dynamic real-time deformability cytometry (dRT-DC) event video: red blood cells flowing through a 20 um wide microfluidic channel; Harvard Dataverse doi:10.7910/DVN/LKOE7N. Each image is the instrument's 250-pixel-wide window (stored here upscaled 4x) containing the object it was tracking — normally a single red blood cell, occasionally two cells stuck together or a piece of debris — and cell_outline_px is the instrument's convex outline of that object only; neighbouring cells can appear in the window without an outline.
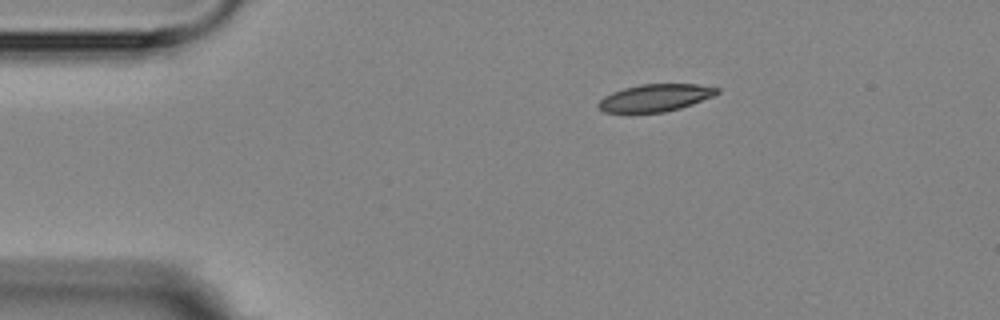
{"species": "Egyptian fruit bat (a non-hibernating species)", "species_latin": "Rousettus aegyptiacus", "temperature_condition": "room temperature", "stored_images_in_passage": 3, "camera_frame_rate_fps": 3000, "um_per_image_px": 0.085, "animal": {"sex": "female"}, "frame": {"image": 1, "passage_image": 1, "time_ms": 0.0, "image_size_px": [1000, 320], "cell_outline_px": [[720, 92], [712, 96], [692, 104], [680, 108], [664, 112], [604, 112], [596, 104], [604, 96], [612, 92], [624, 88], [640, 84], [696, 84], [720, 88]], "centroid_in_image_um": [55.7, 8.3], "position_along_channel_um": 29.3, "area_um2": 18.73}}